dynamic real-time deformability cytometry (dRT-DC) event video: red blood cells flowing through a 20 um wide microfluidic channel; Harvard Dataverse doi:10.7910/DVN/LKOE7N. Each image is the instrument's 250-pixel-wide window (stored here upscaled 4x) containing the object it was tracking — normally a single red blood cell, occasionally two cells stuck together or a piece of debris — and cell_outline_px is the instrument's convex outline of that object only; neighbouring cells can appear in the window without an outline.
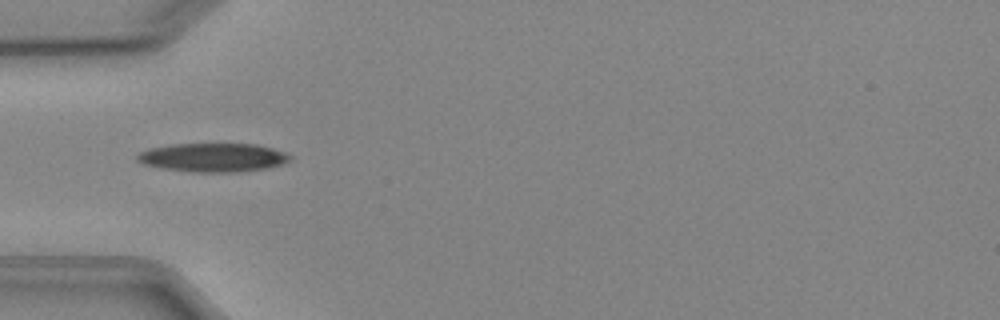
{"species": "Egyptian fruit bat (a non-hibernating species)", "species_latin": "Rousettus aegyptiacus", "temperature_condition": "cold", "stored_images_in_passage": 5, "camera_frame_rate_fps": 3000, "um_per_image_px": 0.085, "animal": {"sex": "female"}, "frame": {"image": 1, "passage_image": 5, "time_ms": 4.667, "image_size_px": [1000, 320], "cell_outline_px": [[292, 160], [284, 164], [268, 168], [236, 172], [192, 172], [160, 168], [144, 164], [136, 160], [136, 156], [140, 152], [148, 148], [172, 144], [256, 144], [272, 148], [284, 152], [292, 156]], "centroid_in_image_um": [18.12, 13.39], "position_along_channel_um": 66.9, "area_um2": 25.78}}